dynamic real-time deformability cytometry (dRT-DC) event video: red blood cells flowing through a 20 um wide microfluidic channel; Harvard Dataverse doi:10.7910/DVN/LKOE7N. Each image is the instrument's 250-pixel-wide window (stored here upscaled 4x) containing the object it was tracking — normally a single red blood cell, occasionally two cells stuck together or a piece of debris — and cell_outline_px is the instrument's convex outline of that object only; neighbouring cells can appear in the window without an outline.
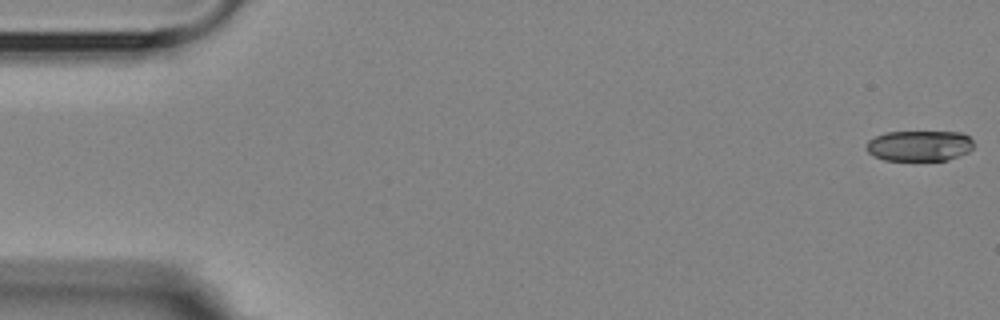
{"species": "Egyptian fruit bat (a non-hibernating species)", "species_latin": "Rousettus aegyptiacus", "temperature_condition": "room temperature", "stored_images_in_passage": 6, "camera_frame_rate_fps": 3000, "um_per_image_px": 0.085, "animal": {"sex": "female"}, "frame": {"image": 1, "passage_image": 1, "time_ms": 0.0, "image_size_px": [1000, 320], "cell_outline_px": [[972, 148], [968, 152], [948, 160], [884, 160], [868, 152], [868, 140], [884, 132], [960, 132], [968, 136], [972, 140]], "centroid_in_image_um": [78.16, 12.38], "position_along_channel_um": 6.8, "area_um2": 18.96}}
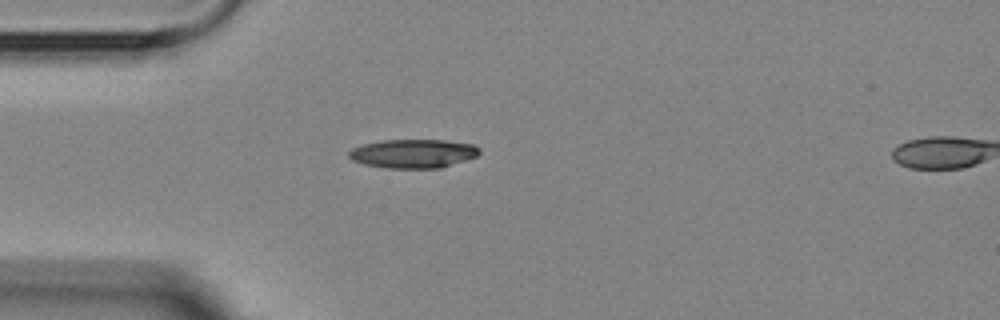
{"frame": {"image": 2, "passage_image": 5, "time_ms": 4.667, "image_size_px": [1000, 320], "cell_outline_px": [[480, 152], [476, 156], [440, 168], [384, 168], [364, 164], [352, 160], [348, 156], [348, 152], [352, 148], [364, 144], [380, 140], [444, 140], [472, 144], [480, 148]], "centroid_in_image_um": [35.09, 13.05], "position_along_channel_um": 49.9, "area_um2": 21.85}}